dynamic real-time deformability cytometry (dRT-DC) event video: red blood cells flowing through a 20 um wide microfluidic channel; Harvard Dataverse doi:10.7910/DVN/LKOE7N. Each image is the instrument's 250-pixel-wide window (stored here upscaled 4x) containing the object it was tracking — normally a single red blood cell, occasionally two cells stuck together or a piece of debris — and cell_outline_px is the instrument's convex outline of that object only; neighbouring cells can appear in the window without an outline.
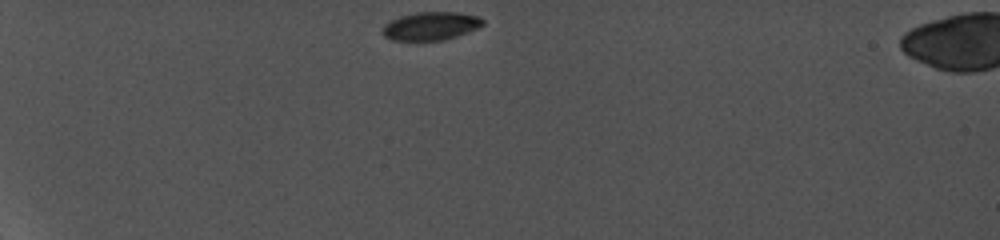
{"species": "common noctule bat (a hibernating species)", "species_latin": "Nyctalus noctula", "temperature_condition": "cold", "stored_images_in_passage": 23, "camera_frame_rate_fps": 5000, "um_per_image_px": 0.085, "animal": {"sex": "female", "body_mass_g": 19.0, "forearm_length_mm": 56.7}, "frame": {"image": 1, "passage_image": 1, "time_ms": 0.0, "image_size_px": [1000, 240], "cell_outline_px": [[484, 24], [468, 32], [444, 40], [392, 40], [384, 36], [380, 32], [384, 24], [400, 16], [416, 12], [456, 12], [476, 16], [484, 20]], "centroid_in_image_um": [36.58, 2.21], "position_along_channel_um": 48.4, "area_um2": 16.42}}
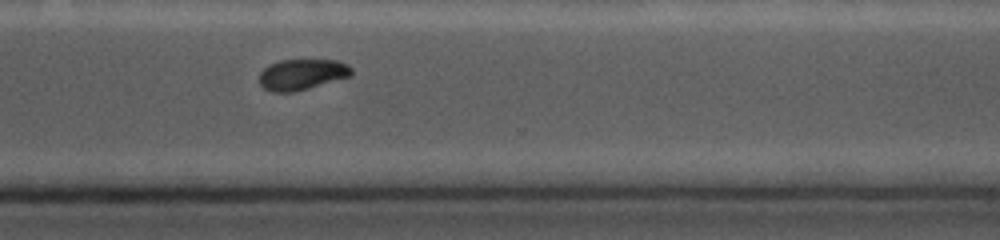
{"frame": {"image": 2, "passage_image": 22, "time_ms": 9.4, "image_size_px": [1000, 240], "cell_outline_px": [[352, 76], [308, 88], [292, 92], [272, 92], [264, 88], [260, 84], [260, 72], [268, 64], [280, 60], [340, 60], [348, 64], [352, 68]], "centroid_in_image_um": [25.68, 6.31], "position_along_channel_um": 344.9, "area_um2": 16.65}}
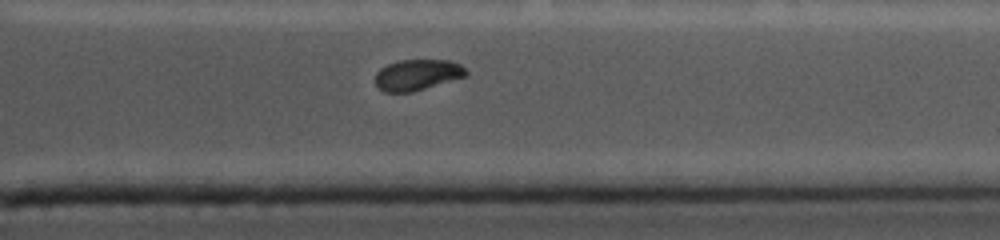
{"frame": {"image": 3, "passage_image": 23, "time_ms": 10.2, "image_size_px": [1000, 240], "cell_outline_px": [[468, 76], [412, 92], [384, 92], [376, 84], [376, 72], [380, 68], [388, 64], [400, 60], [452, 60], [460, 64], [468, 72]], "centroid_in_image_um": [35.5, 6.35], "position_along_channel_um": 375.9, "area_um2": 16.42}}